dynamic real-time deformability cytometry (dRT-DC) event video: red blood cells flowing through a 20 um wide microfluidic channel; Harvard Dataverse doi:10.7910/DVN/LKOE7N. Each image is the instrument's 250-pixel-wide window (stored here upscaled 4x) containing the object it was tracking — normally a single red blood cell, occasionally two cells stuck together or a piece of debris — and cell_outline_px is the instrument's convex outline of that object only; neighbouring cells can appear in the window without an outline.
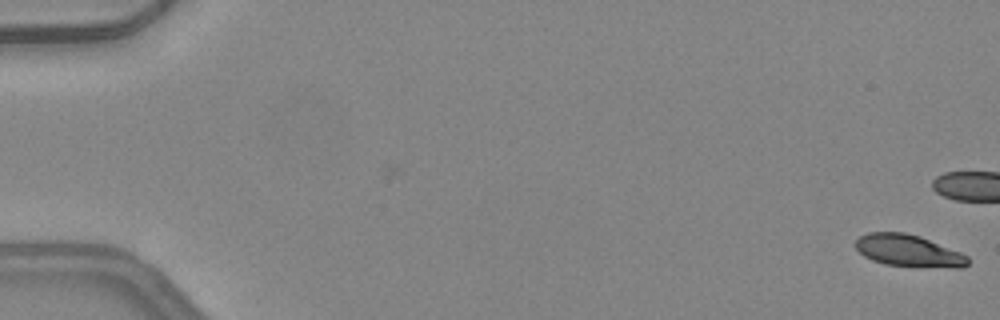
{"species": "common noctule bat (a hibernating species)", "species_latin": "Nyctalus noctula", "temperature_condition": "warm", "stored_images_in_passage": 19, "camera_frame_rate_fps": 3000, "um_per_image_px": 0.085, "animal": {"sex": "female", "body_mass_g": 24.6, "forearm_length_mm": 56.2}, "frame": {"image": 1, "passage_image": 1, "time_ms": 0.0, "image_size_px": [1000, 320], "cell_outline_px": [[968, 264], [964, 268], [956, 268], [884, 264], [872, 260], [864, 256], [856, 248], [856, 240], [860, 236], [868, 232], [904, 232], [920, 236], [960, 252], [968, 256]], "centroid_in_image_um": [77.23, 21.3], "position_along_channel_um": 7.8, "area_um2": 20.75}}